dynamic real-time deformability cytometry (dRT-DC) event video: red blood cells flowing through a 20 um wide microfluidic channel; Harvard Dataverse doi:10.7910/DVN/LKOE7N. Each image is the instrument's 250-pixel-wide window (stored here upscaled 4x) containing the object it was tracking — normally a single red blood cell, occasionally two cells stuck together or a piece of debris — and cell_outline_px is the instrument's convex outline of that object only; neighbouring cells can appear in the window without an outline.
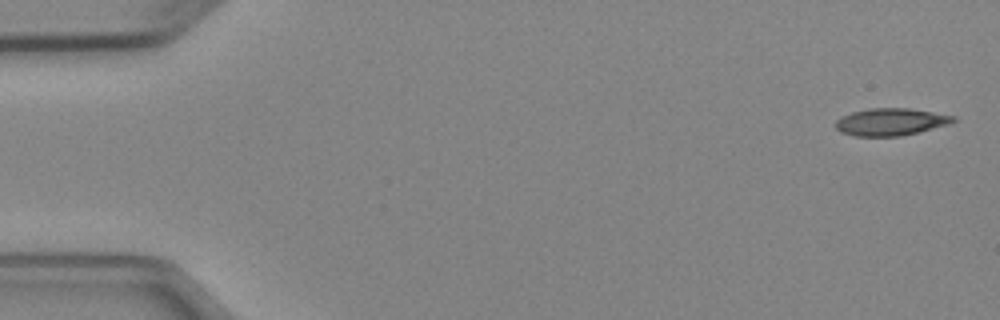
{"species": "Egyptian fruit bat (a non-hibernating species)", "species_latin": "Rousettus aegyptiacus", "temperature_condition": "cold", "stored_images_in_passage": 5, "camera_frame_rate_fps": 3000, "um_per_image_px": 0.085, "animal": {"sex": "female"}, "frame": {"image": 1, "passage_image": 1, "time_ms": 0.0, "image_size_px": [1000, 320], "cell_outline_px": [[956, 120], [948, 124], [900, 136], [856, 136], [840, 132], [836, 128], [836, 120], [840, 116], [852, 112], [868, 108], [908, 108], [956, 116]], "centroid_in_image_um": [75.67, 10.35], "position_along_channel_um": 9.3, "area_um2": 18.55}}
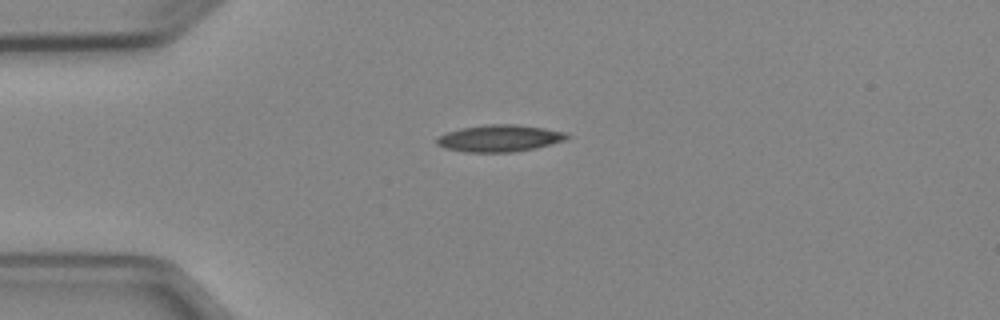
{"frame": {"image": 2, "passage_image": 4, "time_ms": 3.667, "image_size_px": [1000, 320], "cell_outline_px": [[572, 136], [564, 140], [536, 148], [512, 152], [464, 152], [444, 148], [436, 144], [436, 140], [444, 132], [460, 128], [488, 124], [516, 124], [544, 128], [568, 132]], "centroid_in_image_um": [42.46, 11.75], "position_along_channel_um": 42.5, "area_um2": 20.58}}